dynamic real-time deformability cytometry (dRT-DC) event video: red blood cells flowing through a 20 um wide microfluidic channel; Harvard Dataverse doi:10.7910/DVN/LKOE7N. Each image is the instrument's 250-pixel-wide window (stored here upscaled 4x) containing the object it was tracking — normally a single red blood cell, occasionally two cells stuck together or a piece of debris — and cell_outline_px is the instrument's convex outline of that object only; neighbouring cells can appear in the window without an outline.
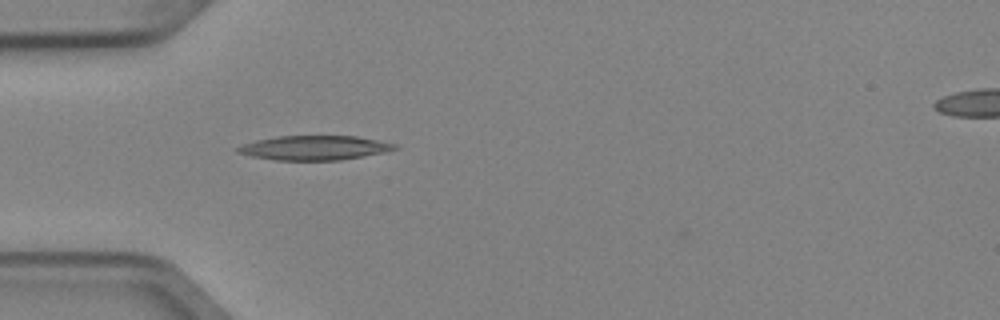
{"species": "Egyptian fruit bat (a non-hibernating species)", "species_latin": "Rousettus aegyptiacus", "temperature_condition": "cold", "stored_images_in_passage": 3, "camera_frame_rate_fps": 3000, "um_per_image_px": 0.085, "animal": {"sex": "female"}, "frame": {"image": 1, "passage_image": 3, "time_ms": 0.667, "image_size_px": [1000, 320], "cell_outline_px": [[400, 148], [384, 152], [340, 160], [276, 160], [252, 156], [236, 152], [236, 148], [244, 144], [256, 140], [280, 136], [356, 136], [396, 144]], "centroid_in_image_um": [26.73, 12.56], "position_along_channel_um": 58.3, "area_um2": 22.08}}